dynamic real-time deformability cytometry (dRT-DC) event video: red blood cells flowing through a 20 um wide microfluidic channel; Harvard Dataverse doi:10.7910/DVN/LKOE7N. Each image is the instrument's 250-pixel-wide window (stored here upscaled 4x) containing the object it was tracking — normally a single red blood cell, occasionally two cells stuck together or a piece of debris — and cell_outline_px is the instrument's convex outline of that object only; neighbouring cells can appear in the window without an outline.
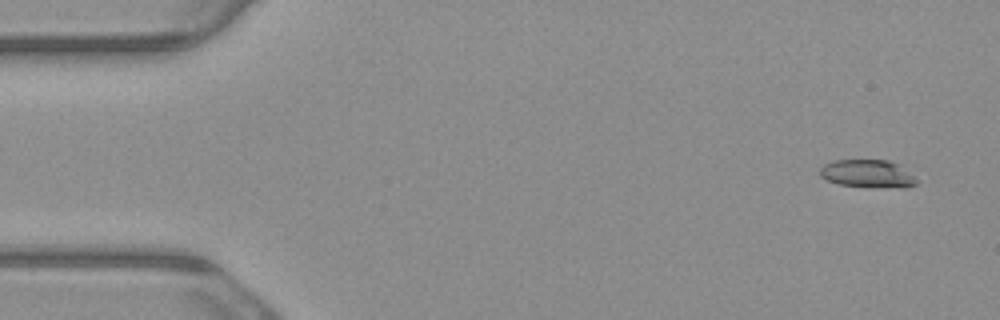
{"species": "common noctule bat (a hibernating species)", "species_latin": "Nyctalus noctula", "temperature_condition": "warm", "stored_images_in_passage": 6, "camera_frame_rate_fps": 3000, "um_per_image_px": 0.085, "animal": {"sex": "male", "body_mass_g": 23.1, "forearm_length_mm": 52.7}, "frame": {"image": 1, "passage_image": 1, "time_ms": 0.0, "image_size_px": [1000, 320], "cell_outline_px": [[916, 184], [908, 188], [880, 188], [840, 184], [828, 180], [820, 176], [820, 168], [824, 164], [832, 160], [888, 160], [900, 164], [916, 176]], "centroid_in_image_um": [73.82, 14.77], "position_along_channel_um": 11.2, "area_um2": 16.01}}
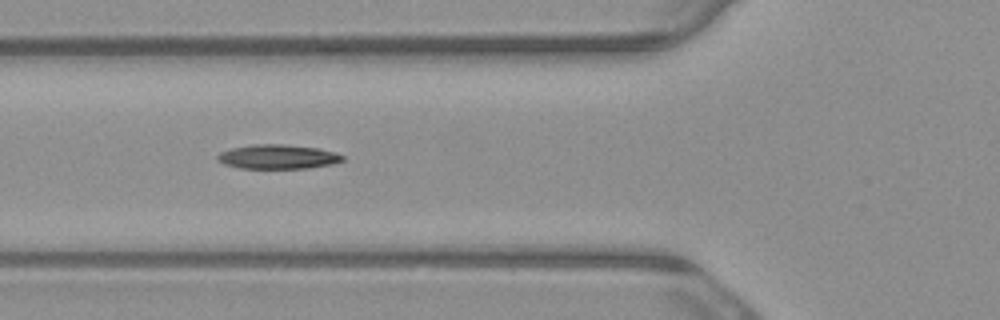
{"frame": {"image": 2, "passage_image": 5, "time_ms": 1.333, "image_size_px": [1000, 320], "cell_outline_px": [[344, 160], [332, 164], [308, 168], [240, 168], [224, 164], [216, 156], [220, 152], [232, 148], [252, 144], [284, 144], [316, 148], [336, 152], [344, 156]], "centroid_in_image_um": [23.63, 13.32], "position_along_channel_um": 102.2, "area_um2": 17.63}}
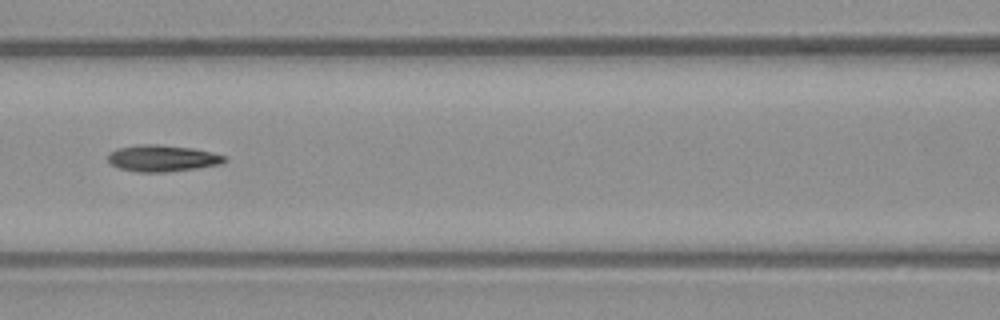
{"frame": {"image": 3, "passage_image": 6, "time_ms": 1.667, "image_size_px": [1000, 320], "cell_outline_px": [[228, 160], [220, 164], [196, 168], [164, 172], [140, 172], [120, 168], [112, 164], [108, 160], [108, 152], [116, 148], [136, 144], [160, 144], [192, 148], [212, 152], [224, 156]], "centroid_in_image_um": [13.77, 13.43], "position_along_channel_um": 152.8, "area_um2": 18.03}}